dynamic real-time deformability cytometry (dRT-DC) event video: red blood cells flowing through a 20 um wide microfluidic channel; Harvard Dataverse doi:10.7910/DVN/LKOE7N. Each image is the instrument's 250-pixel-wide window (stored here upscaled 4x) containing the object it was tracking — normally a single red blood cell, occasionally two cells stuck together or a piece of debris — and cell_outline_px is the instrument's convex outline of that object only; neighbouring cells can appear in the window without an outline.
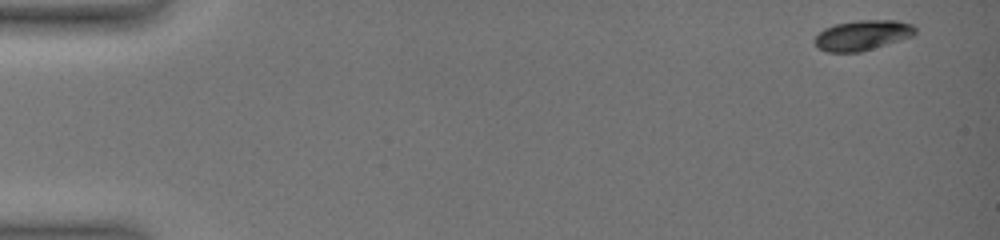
{"species": "common noctule bat (a hibernating species)", "species_latin": "Nyctalus noctula", "temperature_condition": "warm", "stored_images_in_passage": 51, "camera_frame_rate_fps": 3000, "um_per_image_px": 0.085, "animal": {"sex": "female", "body_mass_g": 19.0, "forearm_length_mm": 51.5}, "frame": {"image": 1, "passage_image": 1, "time_ms": 0.0, "image_size_px": [1000, 240], "cell_outline_px": [[916, 32], [912, 36], [900, 40], [860, 52], [828, 52], [816, 48], [812, 40], [824, 28], [836, 24], [856, 20], [896, 20], [912, 24], [916, 28]], "centroid_in_image_um": [73.27, 3.0], "position_along_channel_um": 11.7, "area_um2": 17.74}}
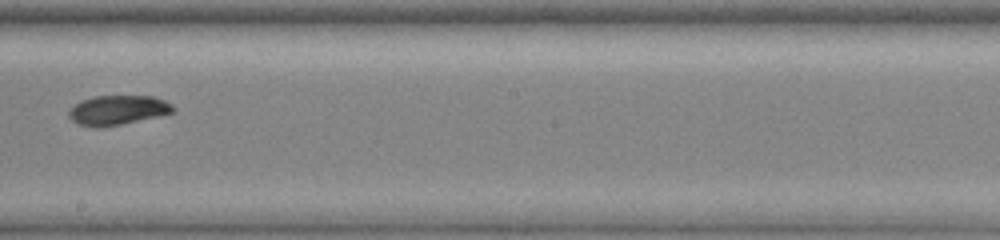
{"frame": {"image": 2, "passage_image": 32, "time_ms": 9.333, "image_size_px": [1000, 240], "cell_outline_px": [[176, 112], [120, 124], [100, 128], [96, 128], [80, 124], [72, 120], [68, 116], [68, 112], [76, 104], [84, 100], [96, 96], [152, 96], [164, 100], [172, 104], [176, 108]], "centroid_in_image_um": [10.04, 9.36], "position_along_channel_um": 238.2, "area_um2": 17.74}}
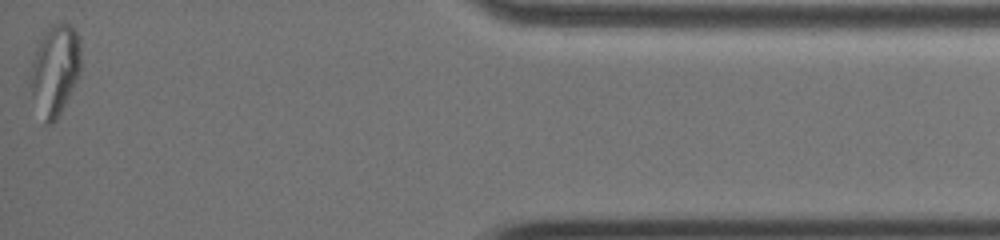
{"frame": {"image": 3, "passage_image": 50, "time_ms": 15.333, "image_size_px": [1000, 240], "cell_outline_px": [[80, 72], [56, 120], [52, 124], [44, 124], [28, 84], [28, 72], [32, 60], [40, 40], [44, 32], [52, 24], [68, 24], [76, 32], [80, 40]], "centroid_in_image_um": [4.63, 5.96], "position_along_channel_um": 430.6, "area_um2": 26.47}, "authors_computed_cell_mechanics": {"area_um2": 18.9006, "velocity_mm_per_s": 4.0381, "shape_relaxation_time_tau1_ms": 8.5639, "shape_relaxation_time_tau2_ms": 3.0011, "deformation_change_tau1": 0.2099, "deformation_change_tau2": 0.044}}